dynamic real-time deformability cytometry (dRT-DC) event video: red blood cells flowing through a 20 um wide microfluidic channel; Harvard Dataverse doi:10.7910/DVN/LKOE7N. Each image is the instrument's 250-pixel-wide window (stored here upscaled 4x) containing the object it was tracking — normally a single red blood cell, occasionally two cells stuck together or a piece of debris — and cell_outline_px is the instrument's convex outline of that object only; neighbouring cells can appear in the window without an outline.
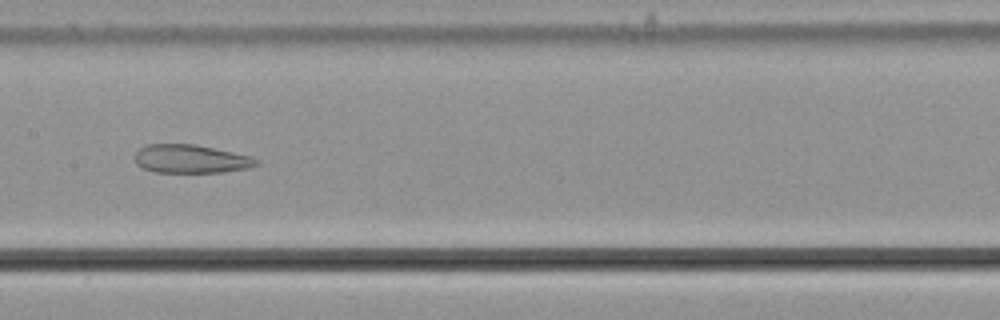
{"species": "common noctule bat (a hibernating species)", "species_latin": "Nyctalus noctula", "temperature_condition": "cold", "stored_images_in_passage": 46, "camera_frame_rate_fps": 3000, "um_per_image_px": 0.085, "animal": {"sex": "male", "body_mass_g": 21.5, "forearm_length_mm": 52.0}, "frame": {"image": 1, "passage_image": 18, "time_ms": 5.667, "image_size_px": [1000, 320], "cell_outline_px": [[260, 164], [248, 168], [224, 172], [156, 172], [144, 168], [136, 164], [136, 152], [140, 148], [148, 144], [196, 144], [252, 156], [260, 160]], "centroid_in_image_um": [16.28, 13.5], "position_along_channel_um": 191.1, "area_um2": 20.17}}
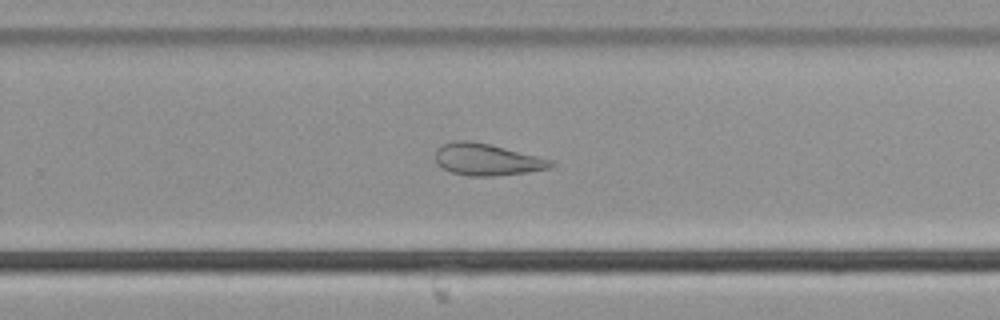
{"frame": {"image": 2, "passage_image": 26, "time_ms": 8.333, "image_size_px": [1000, 320], "cell_outline_px": [[556, 164], [552, 168], [528, 172], [496, 176], [472, 176], [452, 172], [444, 168], [436, 160], [436, 148], [452, 140], [468, 140], [488, 144], [552, 160]], "centroid_in_image_um": [41.41, 13.56], "position_along_channel_um": 288.4, "area_um2": 21.15}}
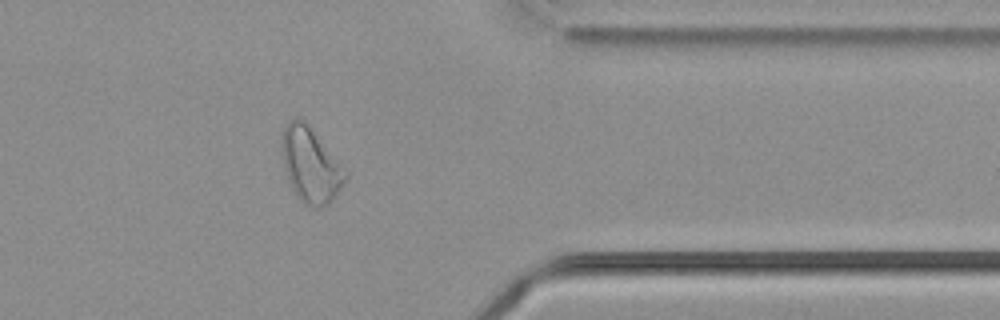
{"frame": {"image": 3, "passage_image": 35, "time_ms": 11.333, "image_size_px": [1000, 320], "cell_outline_px": [[348, 176], [332, 200], [324, 208], [312, 208], [304, 204], [296, 196], [288, 180], [284, 164], [284, 128], [288, 120], [296, 116], [300, 116], [304, 120], [348, 172]], "centroid_in_image_um": [26.43, 14.06], "position_along_channel_um": 385.0, "area_um2": 27.28}, "authors_computed_cell_mechanics": {"area_um2": 26.5013, "velocity_mm_per_s": 3.6586, "shape_relaxation_time_tau1_ms": null, "shape_relaxation_time_tau2_ms": 3.0653, "deformation_change_tau1": null, "deformation_change_tau2": 0.0921}}